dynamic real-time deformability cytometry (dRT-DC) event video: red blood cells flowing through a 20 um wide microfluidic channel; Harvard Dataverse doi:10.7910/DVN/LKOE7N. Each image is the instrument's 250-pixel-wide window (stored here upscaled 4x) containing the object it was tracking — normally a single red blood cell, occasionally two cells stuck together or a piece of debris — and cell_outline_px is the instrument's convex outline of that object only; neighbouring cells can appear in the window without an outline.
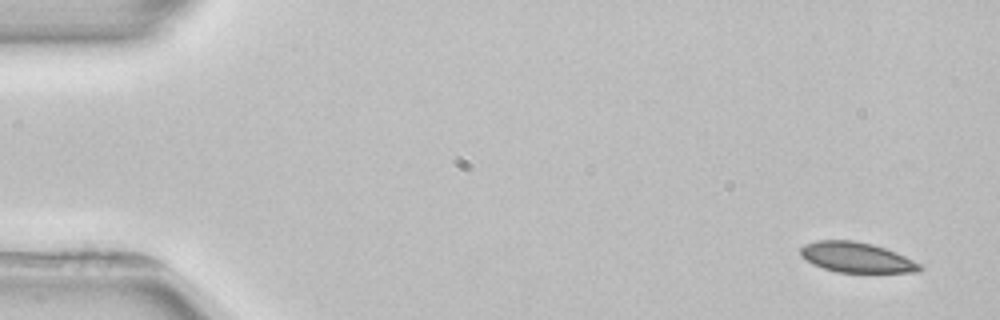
{"species": "common noctule bat (a hibernating species)", "species_latin": "Nyctalus noctula", "temperature_condition": "room temperature", "stored_images_in_passage": 4, "camera_frame_rate_fps": 3000, "um_per_image_px": 0.085, "animal": {"sex": "female", "body_mass_g": 22.7, "forearm_length_mm": 54.2}, "frame": {"image": 1, "passage_image": 1, "time_ms": 0.0, "image_size_px": [1000, 320], "cell_outline_px": [[924, 268], [920, 272], [836, 272], [812, 264], [804, 260], [800, 256], [800, 248], [804, 244], [816, 240], [852, 240], [872, 244], [896, 252], [920, 264]], "centroid_in_image_um": [72.76, 21.87], "position_along_channel_um": 12.2, "area_um2": 21.04}}
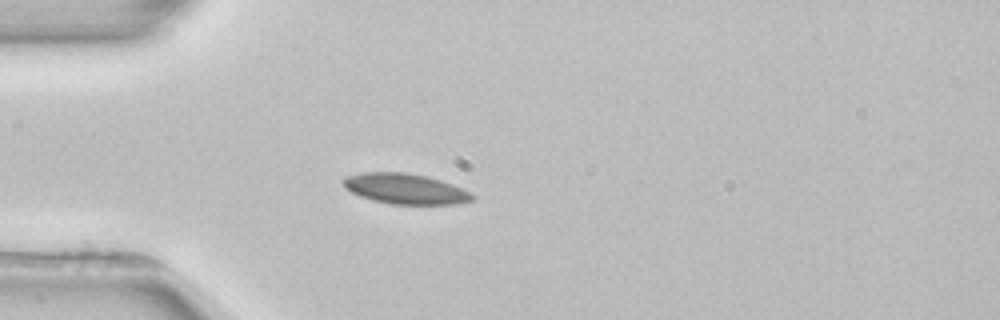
{"frame": {"image": 2, "passage_image": 4, "time_ms": 4.0, "image_size_px": [1000, 320], "cell_outline_px": [[476, 196], [472, 200], [456, 204], [392, 204], [372, 200], [360, 196], [344, 188], [340, 180], [344, 176], [360, 172], [404, 172], [428, 176], [452, 184], [472, 192]], "centroid_in_image_um": [34.41, 16.03], "position_along_channel_um": 50.6, "area_um2": 23.18}}